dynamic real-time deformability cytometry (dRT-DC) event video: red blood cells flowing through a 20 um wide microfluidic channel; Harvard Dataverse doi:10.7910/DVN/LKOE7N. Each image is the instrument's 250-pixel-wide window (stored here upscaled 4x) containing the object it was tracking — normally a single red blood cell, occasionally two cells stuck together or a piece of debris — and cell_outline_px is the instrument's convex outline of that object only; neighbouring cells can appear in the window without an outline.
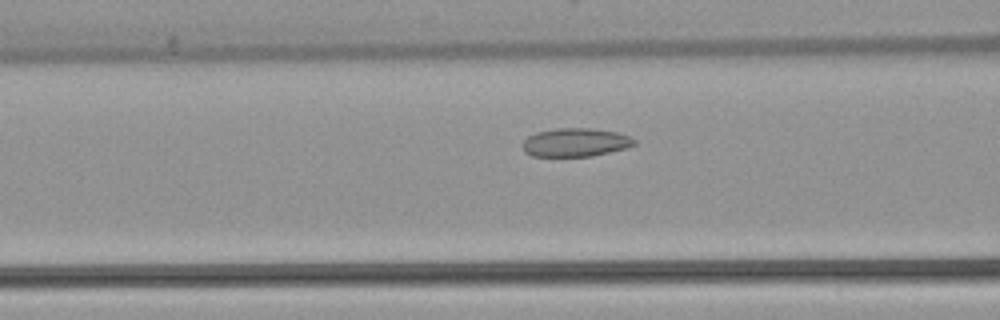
{"species": "common noctule bat (a hibernating species)", "species_latin": "Nyctalus noctula", "temperature_condition": "warm", "stored_images_in_passage": 28, "camera_frame_rate_fps": 3000, "um_per_image_px": 0.085, "animal": {"sex": "female", "body_mass_g": 22.7, "forearm_length_mm": 54.2}, "frame": {"image": 1, "passage_image": 7, "time_ms": 2.0, "image_size_px": [1000, 320], "cell_outline_px": [[636, 144], [628, 148], [592, 156], [532, 156], [524, 152], [524, 140], [528, 136], [536, 132], [556, 128], [592, 128], [616, 132], [628, 136], [636, 140]], "centroid_in_image_um": [48.93, 12.1], "position_along_channel_um": 117.7, "area_um2": 18.55}}
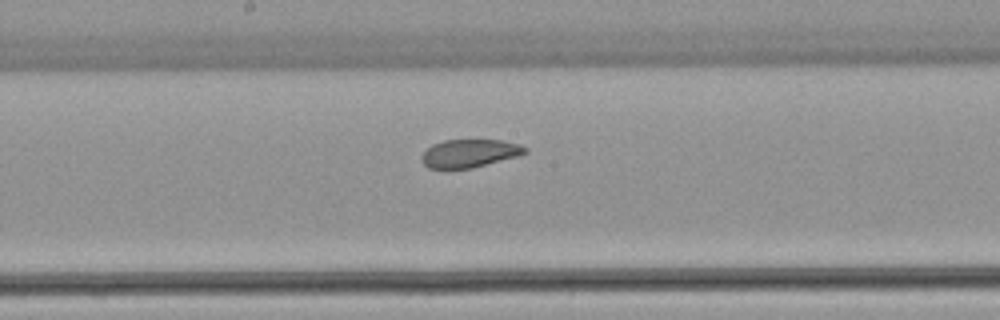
{"frame": {"image": 2, "passage_image": 14, "time_ms": 4.333, "image_size_px": [1000, 320], "cell_outline_px": [[528, 152], [520, 156], [472, 168], [428, 168], [420, 160], [420, 156], [432, 144], [444, 140], [500, 140], [520, 144], [528, 148]], "centroid_in_image_um": [39.94, 13.03], "position_along_channel_um": 208.3, "area_um2": 17.05}}
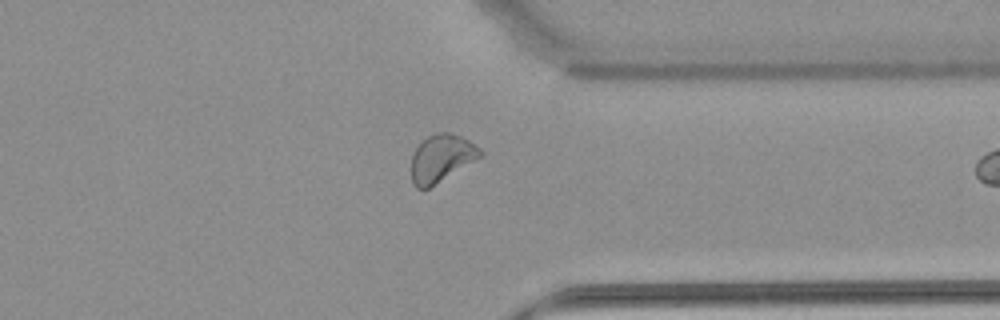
{"frame": {"image": 3, "passage_image": 27, "time_ms": 8.667, "image_size_px": [1000, 320], "cell_outline_px": [[484, 152], [480, 156], [428, 188], [416, 188], [412, 184], [412, 156], [416, 148], [428, 136], [436, 132], [448, 132], [460, 136], [468, 140], [480, 148]], "centroid_in_image_um": [37.5, 13.43], "position_along_channel_um": 373.9, "area_um2": 18.44}}